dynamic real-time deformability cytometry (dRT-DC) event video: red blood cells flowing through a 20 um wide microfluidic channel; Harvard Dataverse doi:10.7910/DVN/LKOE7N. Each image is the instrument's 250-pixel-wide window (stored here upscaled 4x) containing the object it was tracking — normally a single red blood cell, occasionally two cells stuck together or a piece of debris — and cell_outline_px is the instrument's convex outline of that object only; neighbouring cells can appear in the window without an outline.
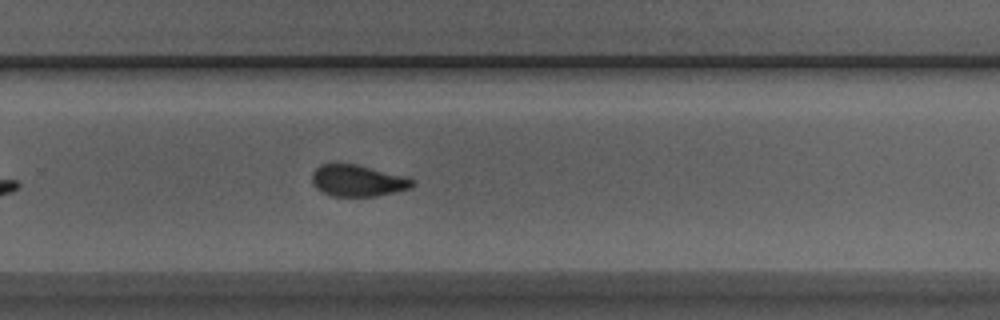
{"species": "Egyptian fruit bat (a non-hibernating species)", "species_latin": "Rousettus aegyptiacus", "temperature_condition": "room temperature", "stored_images_in_passage": 40, "camera_frame_rate_fps": 3000, "um_per_image_px": 0.085, "animal": {"sex": "male"}, "frame": {"image": 1, "passage_image": 23, "time_ms": 7.333, "image_size_px": [1000, 320], "cell_outline_px": [[416, 184], [408, 188], [376, 196], [332, 196], [316, 188], [312, 184], [312, 172], [320, 164], [356, 164], [404, 176], [416, 180]], "centroid_in_image_um": [30.39, 15.35], "position_along_channel_um": 299.4, "area_um2": 18.26}, "authors_computed_cell_mechanics": {"area_um2": 19.0451, "velocity_mm_per_s": 3.8987, "shape_relaxation_time_tau1_ms": 3.9453, "shape_relaxation_time_tau2_ms": 1.4895, "deformation_change_tau1": 0.1126, "deformation_change_tau2": 0.063}}